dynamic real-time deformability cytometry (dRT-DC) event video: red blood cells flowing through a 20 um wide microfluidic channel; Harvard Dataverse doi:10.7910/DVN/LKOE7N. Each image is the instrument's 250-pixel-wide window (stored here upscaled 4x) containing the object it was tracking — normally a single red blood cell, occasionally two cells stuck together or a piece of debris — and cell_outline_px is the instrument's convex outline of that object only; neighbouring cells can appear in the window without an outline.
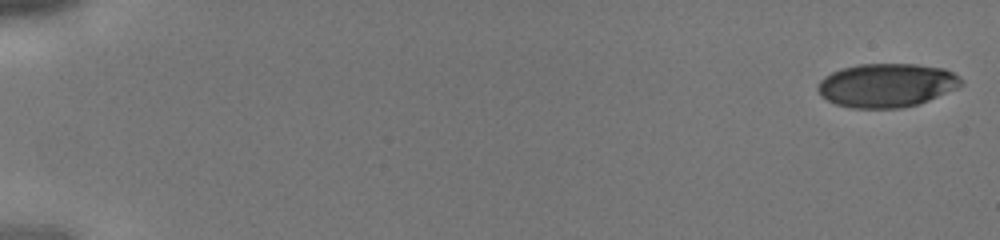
{"species": "human", "species_latin": "Homo sapiens", "temperature_condition": "cold", "stored_images_in_passage": 10, "camera_frame_rate_fps": 3000, "um_per_image_px": 0.085, "donor": {"sex": "male"}, "frame": {"image": 1, "passage_image": 1, "time_ms": 0.0, "image_size_px": [1000, 240], "cell_outline_px": [[964, 84], [956, 88], [928, 100], [916, 104], [900, 108], [852, 108], [836, 104], [820, 96], [816, 88], [816, 84], [824, 76], [832, 72], [844, 68], [860, 64], [916, 64], [944, 68], [960, 76], [964, 80]], "centroid_in_image_um": [75.35, 7.24], "position_along_channel_um": 9.6, "area_um2": 36.59}}
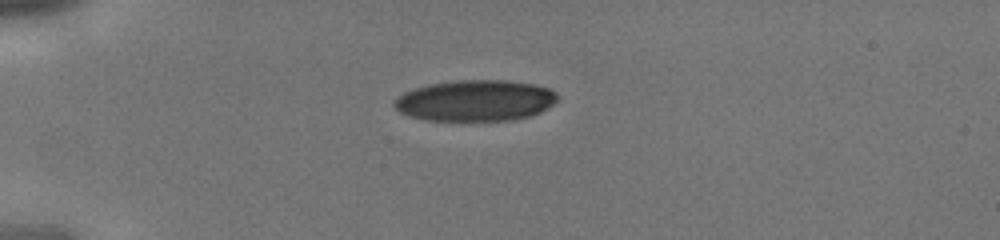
{"frame": {"image": 2, "passage_image": 9, "time_ms": 2.667, "image_size_px": [1000, 240], "cell_outline_px": [[556, 100], [552, 104], [540, 112], [532, 116], [516, 120], [424, 120], [408, 116], [400, 112], [392, 104], [392, 100], [404, 92], [428, 84], [456, 80], [504, 80], [532, 84], [548, 88], [556, 92]], "centroid_in_image_um": [40.37, 8.55], "position_along_channel_um": 44.6, "area_um2": 39.13}}